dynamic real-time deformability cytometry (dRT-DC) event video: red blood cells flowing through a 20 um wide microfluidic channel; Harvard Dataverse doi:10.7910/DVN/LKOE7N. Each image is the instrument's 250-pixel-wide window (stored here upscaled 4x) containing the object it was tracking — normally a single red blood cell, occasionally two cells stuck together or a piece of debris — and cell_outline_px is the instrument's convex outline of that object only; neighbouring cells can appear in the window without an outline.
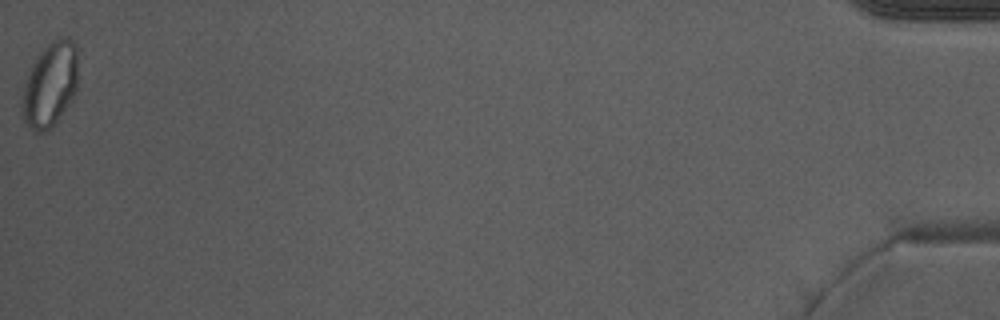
{"species": "Egyptian fruit bat (a non-hibernating species)", "species_latin": "Rousettus aegyptiacus", "temperature_condition": "warm", "stored_images_in_passage": 47, "camera_frame_rate_fps": 3000, "um_per_image_px": 0.085, "animal": {"sex": "male"}, "frame": {"image": 1, "passage_image": 47, "time_ms": 15.333, "image_size_px": [1000, 320], "cell_outline_px": [[76, 92], [52, 128], [44, 132], [32, 132], [24, 116], [20, 96], [24, 80], [36, 56], [52, 40], [60, 36], [68, 36], [76, 44]], "centroid_in_image_um": [4.23, 7.17], "position_along_channel_um": 431.0, "area_um2": 27.69}}